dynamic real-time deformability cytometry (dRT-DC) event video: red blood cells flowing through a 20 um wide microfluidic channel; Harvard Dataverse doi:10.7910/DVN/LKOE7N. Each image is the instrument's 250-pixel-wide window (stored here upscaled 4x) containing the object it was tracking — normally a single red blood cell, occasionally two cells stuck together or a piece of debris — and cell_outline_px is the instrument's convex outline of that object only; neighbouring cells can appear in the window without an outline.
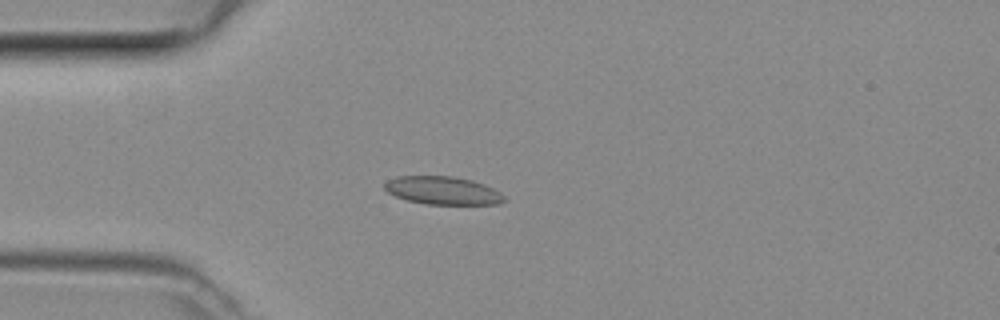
{"species": "common noctule bat (a hibernating species)", "species_latin": "Nyctalus noctula", "temperature_condition": "room temperature", "stored_images_in_passage": 41, "camera_frame_rate_fps": 3000, "um_per_image_px": 0.085, "animal": {"sex": "female", "body_mass_g": 29.2, "forearm_length_mm": 56.3}, "frame": {"image": 1, "passage_image": 6, "time_ms": 1.667, "image_size_px": [1000, 320], "cell_outline_px": [[504, 200], [500, 204], [428, 204], [408, 200], [396, 196], [388, 192], [384, 188], [384, 184], [388, 180], [396, 176], [452, 176], [472, 180], [484, 184], [500, 192], [504, 196]], "centroid_in_image_um": [37.63, 16.19], "position_along_channel_um": 47.4, "area_um2": 19.42}}
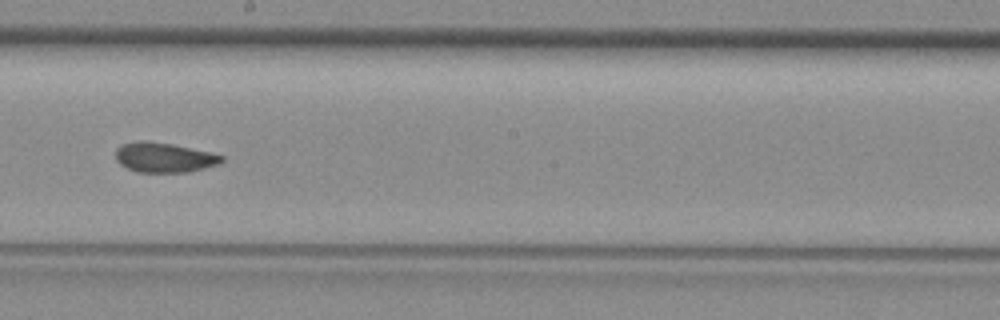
{"frame": {"image": 2, "passage_image": 20, "time_ms": 6.333, "image_size_px": [1000, 320], "cell_outline_px": [[224, 160], [220, 164], [188, 172], [136, 172], [120, 164], [116, 160], [116, 148], [124, 144], [136, 140], [144, 140], [172, 144], [208, 152], [224, 156]], "centroid_in_image_um": [13.94, 13.38], "position_along_channel_um": 234.3, "area_um2": 18.38}}
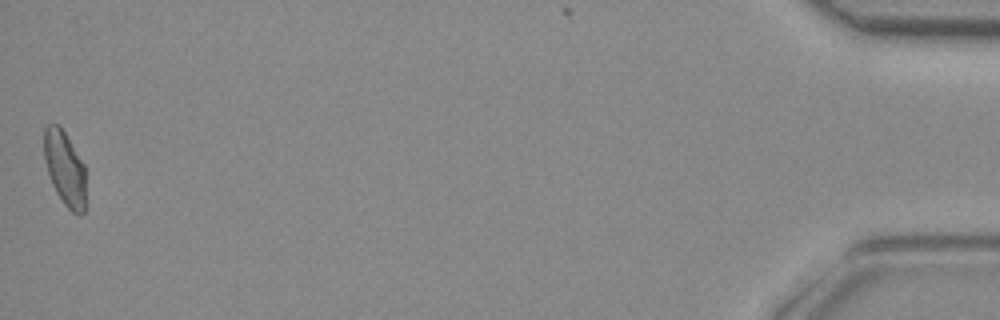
{"frame": {"image": 3, "passage_image": 41, "time_ms": 13.333, "image_size_px": [1000, 320], "cell_outline_px": [[84, 212], [80, 216], [72, 212], [64, 204], [56, 192], [52, 184], [48, 172], [44, 156], [44, 128], [48, 124], [60, 124], [84, 164]], "centroid_in_image_um": [5.49, 14.29], "position_along_channel_um": 429.7, "area_um2": 17.98}}